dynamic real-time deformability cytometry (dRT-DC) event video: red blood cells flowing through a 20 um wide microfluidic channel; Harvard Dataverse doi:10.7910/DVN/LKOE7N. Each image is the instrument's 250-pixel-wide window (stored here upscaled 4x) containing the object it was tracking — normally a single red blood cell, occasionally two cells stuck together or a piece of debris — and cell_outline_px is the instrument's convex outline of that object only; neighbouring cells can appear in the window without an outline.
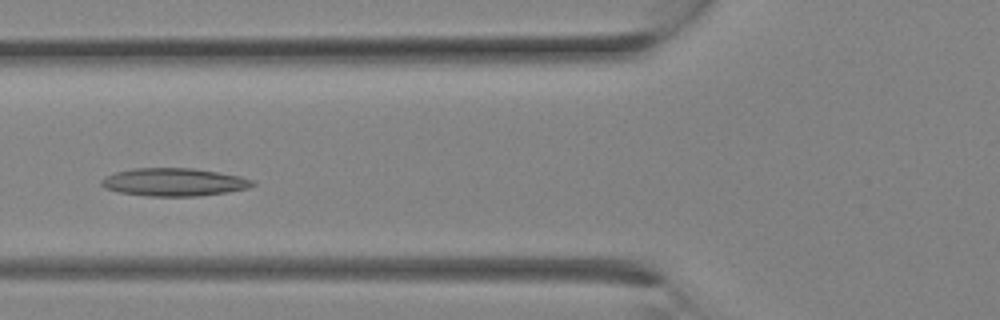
{"species": "Egyptian fruit bat (a non-hibernating species)", "species_latin": "Rousettus aegyptiacus", "temperature_condition": "room temperature", "stored_images_in_passage": 9, "camera_frame_rate_fps": 3000, "um_per_image_px": 0.085, "animal": {"sex": "female"}, "frame": {"image": 1, "passage_image": 8, "time_ms": 2.333, "image_size_px": [1000, 320], "cell_outline_px": [[256, 184], [248, 188], [228, 192], [200, 196], [148, 196], [120, 192], [104, 188], [100, 184], [100, 180], [104, 176], [116, 172], [132, 168], [192, 168], [240, 176], [252, 180]], "centroid_in_image_um": [14.76, 15.48], "position_along_channel_um": 111.0, "area_um2": 24.62}}